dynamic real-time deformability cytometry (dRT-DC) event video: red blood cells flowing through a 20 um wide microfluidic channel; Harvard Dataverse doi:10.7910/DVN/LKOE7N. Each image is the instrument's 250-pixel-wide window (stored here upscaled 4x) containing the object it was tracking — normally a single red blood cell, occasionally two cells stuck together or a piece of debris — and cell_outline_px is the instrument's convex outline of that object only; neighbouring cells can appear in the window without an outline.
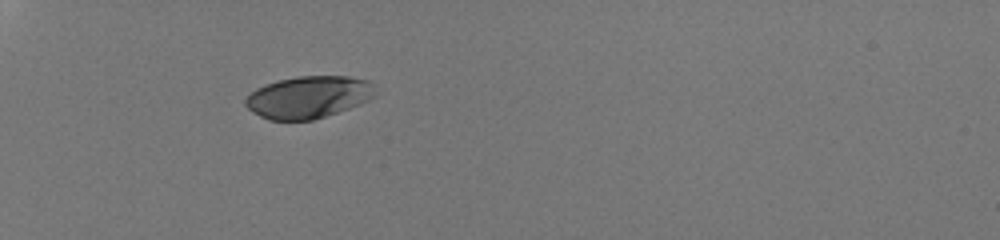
{"species": "human", "species_latin": "Homo sapiens", "temperature_condition": "room temperature", "stored_images_in_passage": 34, "camera_frame_rate_fps": 3000, "um_per_image_px": 0.085, "donor": {"sex": "male"}, "frame": {"image": 1, "passage_image": 1, "time_ms": 0.0, "image_size_px": [1000, 240], "cell_outline_px": [[376, 96], [360, 104], [312, 120], [268, 120], [252, 112], [244, 104], [244, 100], [256, 88], [280, 80], [296, 76], [348, 76], [368, 80], [372, 84]], "centroid_in_image_um": [26.21, 8.25], "position_along_channel_um": 58.8, "area_um2": 31.67}}
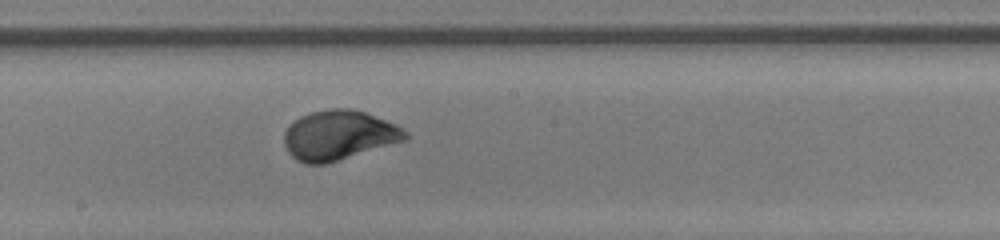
{"frame": {"image": 2, "passage_image": 15, "time_ms": 4.667, "image_size_px": [1000, 240], "cell_outline_px": [[408, 140], [324, 164], [304, 164], [296, 160], [288, 152], [284, 144], [284, 132], [288, 124], [300, 116], [312, 112], [332, 108], [352, 108], [364, 112], [396, 124], [408, 132]], "centroid_in_image_um": [28.79, 11.49], "position_along_channel_um": 219.4, "area_um2": 35.2}}
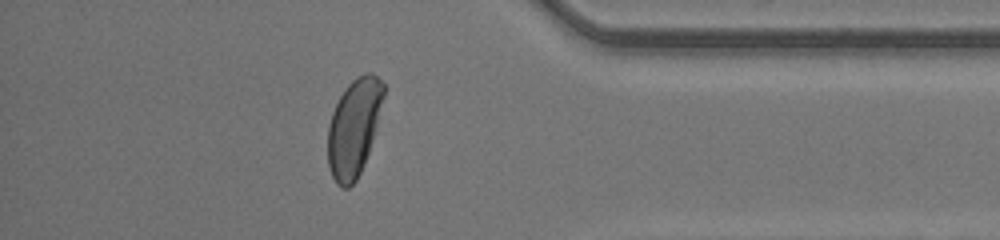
{"frame": {"image": 3, "passage_image": 29, "time_ms": 9.333, "image_size_px": [1000, 240], "cell_outline_px": [[384, 96], [372, 140], [364, 164], [356, 180], [348, 188], [340, 188], [336, 184], [328, 168], [328, 124], [332, 112], [344, 88], [356, 76], [364, 72], [372, 72], [384, 84]], "centroid_in_image_um": [30.06, 10.83], "position_along_channel_um": 405.1, "area_um2": 31.62}, "authors_computed_cell_mechanics": {"area_um2": 33.3795, "velocity_mm_per_s": 4.2254, "shape_relaxation_time_tau1_ms": 2.2116, "shape_relaxation_time_tau2_ms": null, "deformation_change_tau1": 0.1685, "deformation_change_tau2": null}}